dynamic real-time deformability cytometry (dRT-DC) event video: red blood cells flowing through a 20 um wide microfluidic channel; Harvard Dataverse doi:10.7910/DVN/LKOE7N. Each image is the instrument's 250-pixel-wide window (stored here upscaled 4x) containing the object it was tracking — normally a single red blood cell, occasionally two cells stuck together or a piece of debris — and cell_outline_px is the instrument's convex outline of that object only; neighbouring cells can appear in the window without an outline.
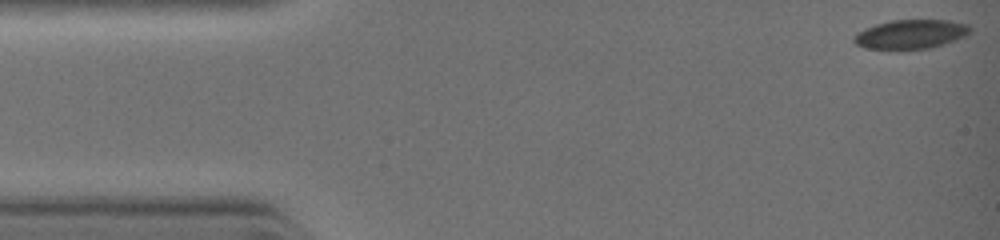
{"species": "common noctule bat (a hibernating species)", "species_latin": "Nyctalus noctula", "temperature_condition": "warm", "stored_images_in_passage": 8, "camera_frame_rate_fps": 3000, "um_per_image_px": 0.085, "animal": {"sex": "female", "body_mass_g": 19.0, "forearm_length_mm": 51.5}, "frame": {"image": 1, "passage_image": 8, "time_ms": 2.333, "image_size_px": [1000, 240], "cell_outline_px": [[972, 28], [964, 36], [944, 44], [928, 48], [868, 48], [856, 44], [852, 40], [852, 36], [864, 28], [876, 24], [892, 20], [948, 20], [968, 24]], "centroid_in_image_um": [77.4, 2.88], "position_along_channel_um": 7.6, "area_um2": 19.36}}